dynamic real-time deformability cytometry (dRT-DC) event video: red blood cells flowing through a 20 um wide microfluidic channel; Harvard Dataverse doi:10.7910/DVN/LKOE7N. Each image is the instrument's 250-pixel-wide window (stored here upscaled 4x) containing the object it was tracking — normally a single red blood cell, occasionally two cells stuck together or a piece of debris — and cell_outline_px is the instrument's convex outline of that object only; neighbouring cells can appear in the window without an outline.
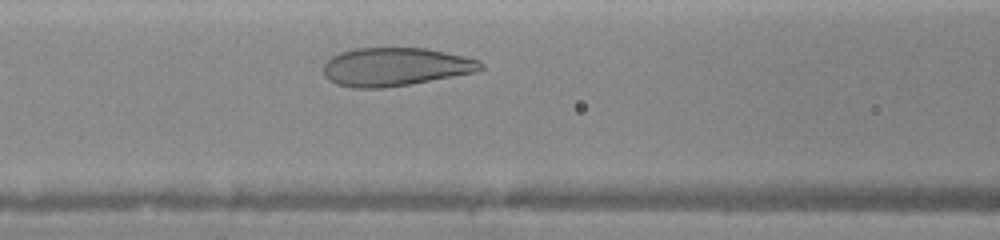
{"species": "human", "species_latin": "Homo sapiens", "temperature_condition": "warm", "stored_images_in_passage": 17, "camera_frame_rate_fps": 3000, "um_per_image_px": 0.085, "donor": {"sex": "female"}, "frame": {"image": 1, "passage_image": 7, "time_ms": 2.0, "image_size_px": [1000, 240], "cell_outline_px": [[484, 68], [476, 72], [408, 84], [384, 88], [352, 88], [336, 84], [328, 80], [324, 76], [324, 64], [332, 56], [340, 52], [352, 48], [424, 48], [464, 56], [480, 60], [484, 64]], "centroid_in_image_um": [33.58, 5.68], "position_along_channel_um": 133.0, "area_um2": 35.14}}
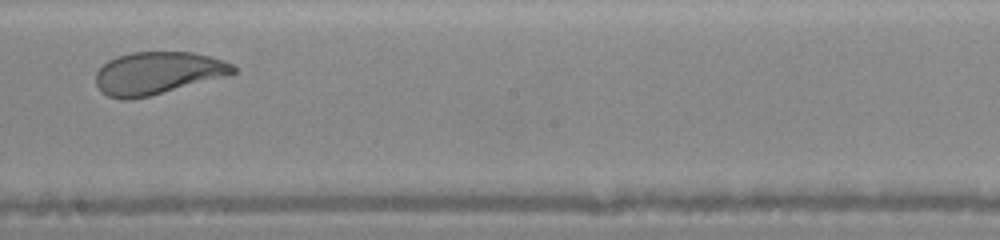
{"frame": {"image": 2, "passage_image": 13, "time_ms": 4.333, "image_size_px": [1000, 240], "cell_outline_px": [[236, 72], [224, 76], [148, 96], [132, 100], [120, 100], [108, 96], [100, 92], [96, 84], [96, 72], [108, 60], [132, 52], [192, 52], [212, 56], [232, 64], [236, 68]], "centroid_in_image_um": [13.35, 6.21], "position_along_channel_um": 234.8, "area_um2": 33.76}}
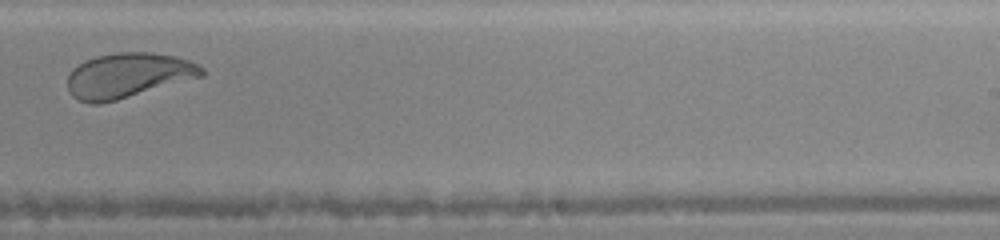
{"frame": {"image": 3, "passage_image": 14, "time_ms": 5.333, "image_size_px": [1000, 240], "cell_outline_px": [[204, 76], [116, 100], [100, 104], [88, 104], [72, 96], [68, 92], [68, 76], [72, 68], [84, 60], [96, 56], [116, 52], [152, 52], [176, 56], [188, 60], [204, 68]], "centroid_in_image_um": [10.86, 6.4], "position_along_channel_um": 278.1, "area_um2": 35.26}}